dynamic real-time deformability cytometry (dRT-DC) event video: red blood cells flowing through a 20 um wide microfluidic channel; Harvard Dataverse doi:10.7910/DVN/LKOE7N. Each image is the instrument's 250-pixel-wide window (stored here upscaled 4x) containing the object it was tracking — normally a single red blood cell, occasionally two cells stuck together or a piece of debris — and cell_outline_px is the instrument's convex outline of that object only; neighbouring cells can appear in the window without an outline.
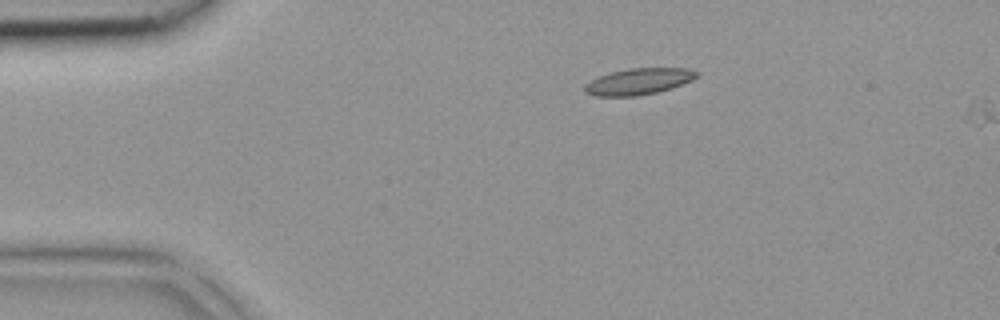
{"species": "common noctule bat (a hibernating species)", "species_latin": "Nyctalus noctula", "temperature_condition": "room temperature", "stored_images_in_passage": 5, "camera_frame_rate_fps": 3000, "um_per_image_px": 0.085, "animal": {"sex": "female", "body_mass_g": 18.4}, "frame": {"image": 1, "passage_image": 5, "time_ms": 1.333, "image_size_px": [1000, 320], "cell_outline_px": [[700, 76], [692, 80], [656, 92], [636, 96], [596, 96], [584, 92], [584, 84], [600, 76], [612, 72], [628, 68], [688, 68], [700, 72]], "centroid_in_image_um": [54.29, 6.91], "position_along_channel_um": 30.7, "area_um2": 17.05}}